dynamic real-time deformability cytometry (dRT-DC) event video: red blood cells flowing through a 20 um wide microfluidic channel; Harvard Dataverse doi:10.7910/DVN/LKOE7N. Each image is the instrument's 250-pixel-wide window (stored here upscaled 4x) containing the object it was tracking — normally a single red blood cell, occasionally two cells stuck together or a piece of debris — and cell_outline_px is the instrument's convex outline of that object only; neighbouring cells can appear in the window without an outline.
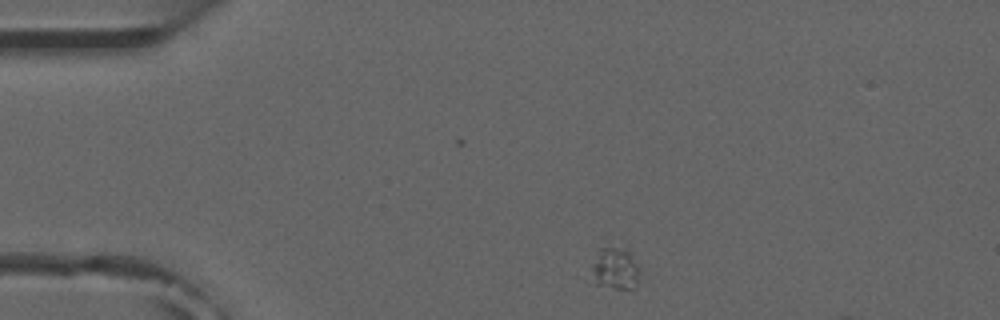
{"species": "common noctule bat (a hibernating species)", "species_latin": "Nyctalus noctula", "temperature_condition": "room temperature", "stored_images_in_passage": 3, "camera_frame_rate_fps": 3000, "um_per_image_px": 0.085, "animal": {"sex": "male", "forearm_length_mm": 52.5}, "frame": {"image": 1, "passage_image": 1, "time_ms": 0.0, "image_size_px": [1000, 320], "cell_outline_px": [[640, 268], [636, 288], [612, 288], [596, 284], [592, 268], [592, 264], [600, 248], [624, 248], [636, 260]], "centroid_in_image_um": [52.33, 22.84], "position_along_channel_um": 32.7, "area_um2": 11.56}}